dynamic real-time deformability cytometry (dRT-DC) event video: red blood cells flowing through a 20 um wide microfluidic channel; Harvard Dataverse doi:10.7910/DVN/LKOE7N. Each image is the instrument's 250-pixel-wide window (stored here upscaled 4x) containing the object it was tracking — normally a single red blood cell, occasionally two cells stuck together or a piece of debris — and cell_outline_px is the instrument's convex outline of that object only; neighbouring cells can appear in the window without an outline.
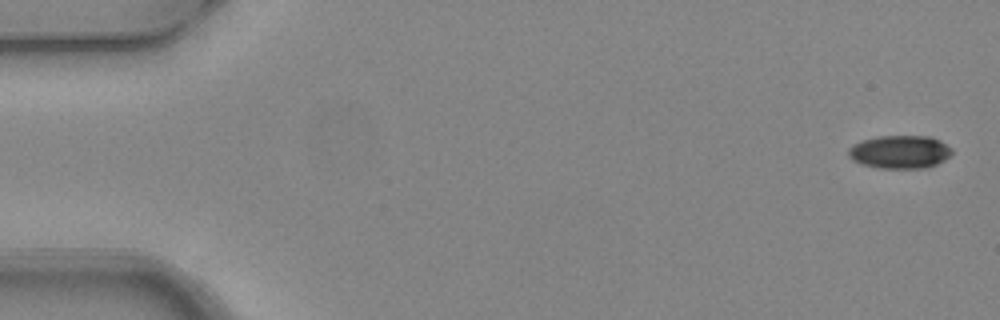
{"species": "common noctule bat (a hibernating species)", "species_latin": "Nyctalus noctula", "temperature_condition": "warm", "stored_images_in_passage": 4, "camera_frame_rate_fps": 3000, "um_per_image_px": 0.085, "animal": {"sex": "female", "body_mass_g": 24.6, "forearm_length_mm": 56.2}, "frame": {"image": 1, "passage_image": 1, "time_ms": 0.0, "image_size_px": [1000, 320], "cell_outline_px": [[952, 156], [936, 164], [924, 168], [880, 168], [864, 164], [852, 160], [848, 156], [848, 148], [852, 144], [864, 140], [880, 136], [932, 136], [940, 140], [952, 148]], "centroid_in_image_um": [76.51, 12.9], "position_along_channel_um": 8.5, "area_um2": 20.06}}
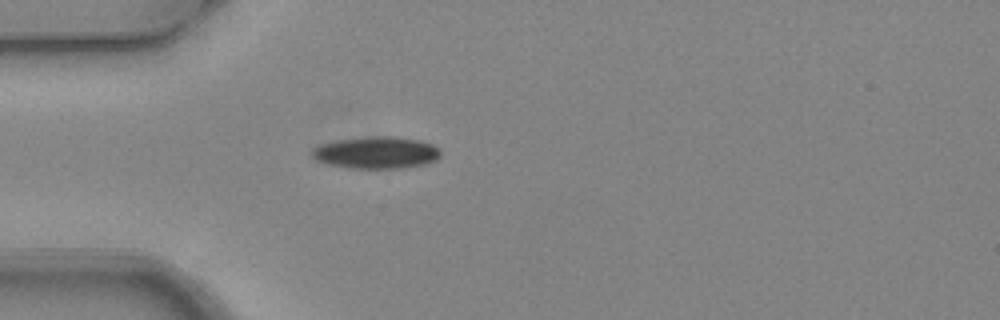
{"frame": {"image": 2, "passage_image": 4, "time_ms": 1.0, "image_size_px": [1000, 320], "cell_outline_px": [[440, 156], [436, 160], [428, 164], [400, 168], [352, 168], [328, 164], [316, 160], [312, 156], [312, 148], [320, 144], [336, 140], [372, 136], [396, 136], [420, 140], [432, 144], [440, 148]], "centroid_in_image_um": [32.01, 12.96], "position_along_channel_um": 53.0, "area_um2": 24.16}}